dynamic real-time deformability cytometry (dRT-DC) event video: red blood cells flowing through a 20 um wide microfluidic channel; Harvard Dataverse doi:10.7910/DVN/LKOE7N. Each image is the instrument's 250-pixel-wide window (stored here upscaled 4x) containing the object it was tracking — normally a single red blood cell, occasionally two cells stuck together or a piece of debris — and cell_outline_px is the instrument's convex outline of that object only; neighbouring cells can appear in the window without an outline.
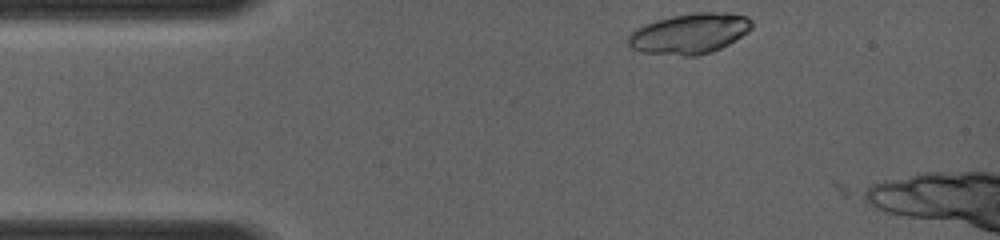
{"species": "common noctule bat (a hibernating species)", "species_latin": "Nyctalus noctula", "temperature_condition": "room temperature", "stored_images_in_passage": 2, "camera_frame_rate_fps": 4000, "um_per_image_px": 0.085, "animal": {"sex": "female", "body_mass_g": 19.0, "forearm_length_mm": 56.7}, "frame": {"image": 1, "passage_image": 1, "time_ms": 0.0, "image_size_px": [1000, 240], "cell_outline_px": [[752, 28], [748, 32], [728, 44], [712, 52], [696, 56], [684, 56], [640, 52], [632, 48], [628, 44], [628, 36], [636, 28], [644, 24], [656, 20], [672, 16], [692, 12], [732, 12], [748, 16], [752, 20]], "centroid_in_image_um": [58.64, 2.84], "position_along_channel_um": 26.4, "area_um2": 29.42}}